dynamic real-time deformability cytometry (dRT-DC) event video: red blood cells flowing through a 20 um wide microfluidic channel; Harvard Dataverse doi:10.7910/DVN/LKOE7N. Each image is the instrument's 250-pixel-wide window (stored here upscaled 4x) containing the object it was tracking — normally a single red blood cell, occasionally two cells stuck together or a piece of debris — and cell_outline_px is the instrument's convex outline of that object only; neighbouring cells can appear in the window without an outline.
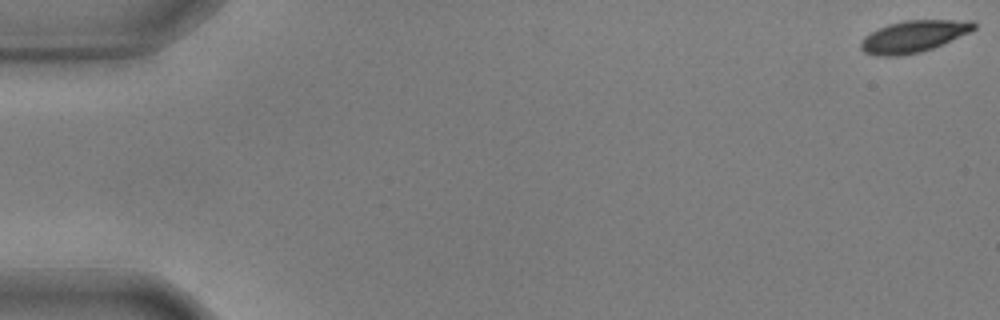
{"species": "common noctule bat (a hibernating species)", "species_latin": "Nyctalus noctula", "temperature_condition": "warm", "stored_images_in_passage": 57, "camera_frame_rate_fps": 3000, "um_per_image_px": 0.085, "animal": {"sex": "male", "body_mass_g": 17.9, "forearm_length_mm": 54.2}, "frame": {"image": 1, "passage_image": 1, "time_ms": 0.0, "image_size_px": [1000, 320], "cell_outline_px": [[976, 28], [968, 32], [932, 48], [920, 52], [900, 56], [876, 56], [864, 52], [860, 48], [860, 44], [864, 36], [888, 24], [904, 20], [972, 20], [976, 24]], "centroid_in_image_um": [77.62, 3.09], "position_along_channel_um": 7.4, "area_um2": 20.75}}
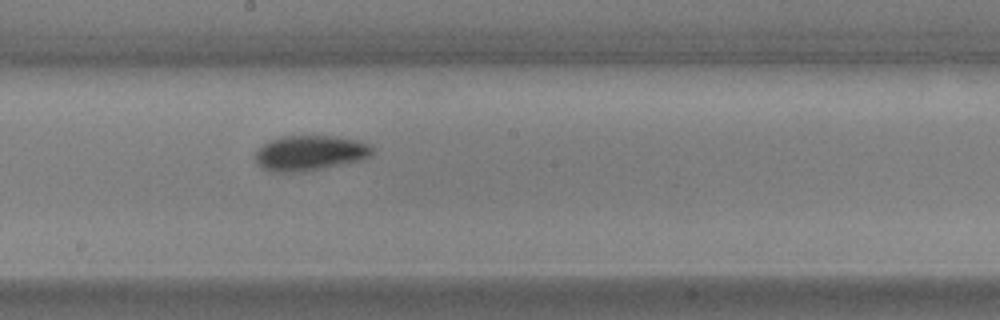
{"frame": {"image": 2, "passage_image": 32, "time_ms": 10.333, "image_size_px": [1000, 320], "cell_outline_px": [[376, 148], [364, 160], [308, 172], [272, 172], [256, 164], [256, 148], [268, 140], [280, 136], [332, 136], [356, 140], [372, 144]], "centroid_in_image_um": [26.35, 13.01], "position_along_channel_um": 221.8, "area_um2": 24.57}}
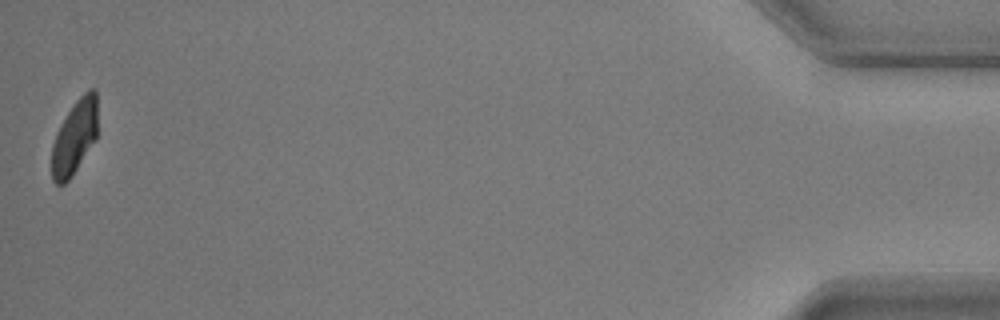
{"frame": {"image": 3, "passage_image": 57, "time_ms": 18.667, "image_size_px": [1000, 320], "cell_outline_px": [[96, 140], [72, 176], [64, 184], [56, 184], [52, 180], [52, 144], [56, 132], [68, 112], [76, 100], [88, 88], [96, 88]], "centroid_in_image_um": [6.33, 11.67], "position_along_channel_um": 428.9, "area_um2": 19.77}, "authors_computed_cell_mechanics": {"area_um2": 22.1952, "velocity_mm_per_s": 3.5617, "shape_relaxation_time_tau1_ms": 3.2093, "shape_relaxation_time_tau2_ms": 1.7358, "deformation_change_tau1": 0.1411, "deformation_change_tau2": 0.0405}}